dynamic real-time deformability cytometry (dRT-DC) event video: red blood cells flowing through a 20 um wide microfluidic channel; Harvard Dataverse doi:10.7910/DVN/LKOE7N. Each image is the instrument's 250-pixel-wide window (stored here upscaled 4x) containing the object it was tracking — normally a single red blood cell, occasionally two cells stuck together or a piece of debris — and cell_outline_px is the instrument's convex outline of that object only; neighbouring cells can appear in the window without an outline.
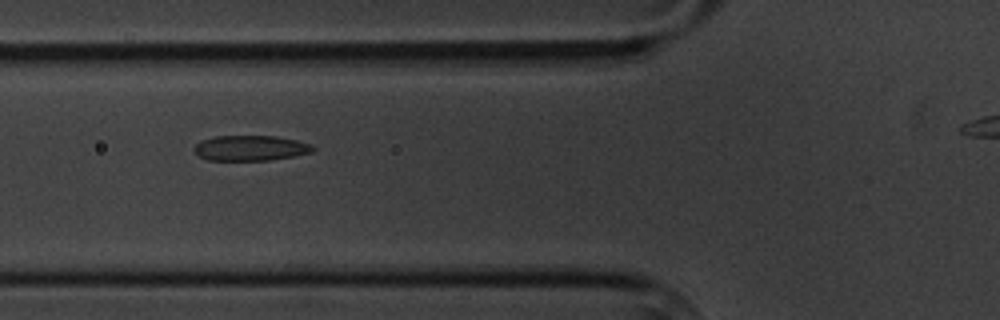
{"species": "common noctule bat (a hibernating species)", "species_latin": "Nyctalus noctula", "temperature_condition": "cold", "stored_images_in_passage": 4, "segment_of_instrument_passage": [1, 2], "camera_frame_rate_fps": 3000, "um_per_image_px": 0.085, "animal": {"sex": "male", "body_mass_g": 20.1, "forearm_length_mm": 53.5}, "frame": {"image": 1, "passage_image": 2, "time_ms": 1.333, "image_size_px": [1000, 320], "cell_outline_px": [[316, 148], [312, 152], [292, 156], [268, 160], [208, 160], [192, 152], [192, 148], [200, 140], [212, 136], [276, 136], [296, 140], [312, 144]], "centroid_in_image_um": [21.25, 12.57], "position_along_channel_um": 104.6, "area_um2": 17.63}}
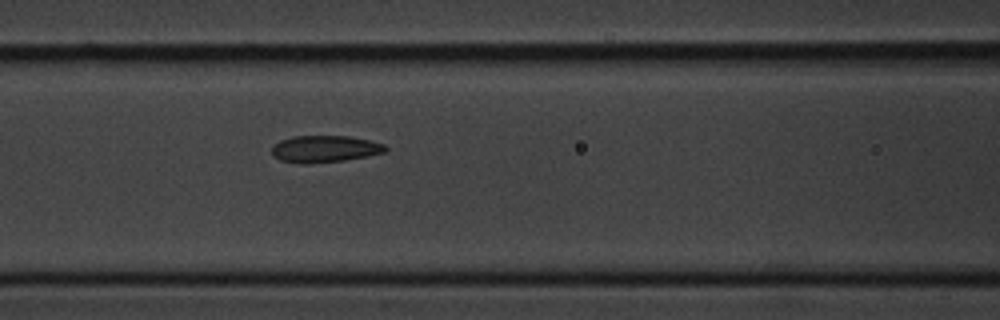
{"frame": {"image": 2, "passage_image": 3, "time_ms": 2.333, "image_size_px": [1000, 320], "cell_outline_px": [[388, 148], [384, 152], [368, 156], [344, 160], [308, 164], [300, 164], [280, 160], [272, 156], [272, 148], [280, 140], [292, 136], [348, 136], [368, 140], [384, 144]], "centroid_in_image_um": [27.58, 12.66], "position_along_channel_um": 139.0, "area_um2": 17.8}}